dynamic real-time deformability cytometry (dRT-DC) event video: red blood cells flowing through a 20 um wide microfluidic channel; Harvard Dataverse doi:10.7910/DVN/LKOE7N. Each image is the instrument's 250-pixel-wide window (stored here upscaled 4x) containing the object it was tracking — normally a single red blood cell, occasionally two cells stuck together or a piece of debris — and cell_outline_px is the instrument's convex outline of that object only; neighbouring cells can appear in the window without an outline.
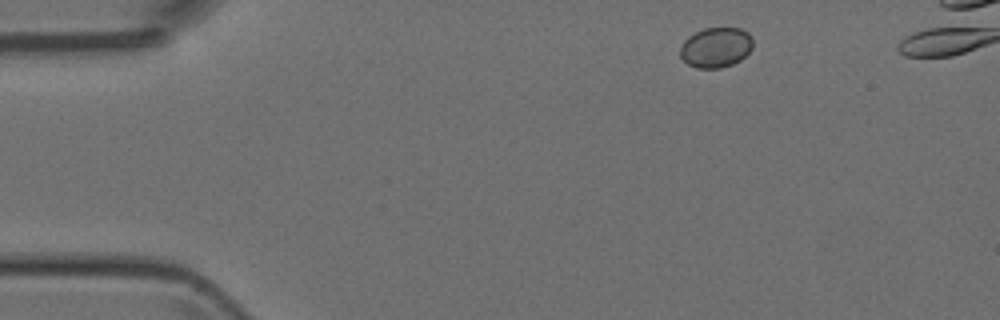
{"species": "Egyptian fruit bat (a non-hibernating species)", "species_latin": "Rousettus aegyptiacus", "temperature_condition": "room temperature", "stored_images_in_passage": 4, "camera_frame_rate_fps": 3000, "um_per_image_px": 0.085, "animal": {"sex": "female"}, "frame": {"image": 1, "passage_image": 1, "time_ms": 0.0, "image_size_px": [1000, 320], "cell_outline_px": [[752, 48], [740, 60], [732, 64], [720, 68], [696, 68], [688, 64], [680, 56], [680, 48], [684, 40], [688, 36], [704, 28], [740, 28], [748, 32], [752, 36]], "centroid_in_image_um": [60.85, 4.03], "position_along_channel_um": 24.2, "area_um2": 16.99}}